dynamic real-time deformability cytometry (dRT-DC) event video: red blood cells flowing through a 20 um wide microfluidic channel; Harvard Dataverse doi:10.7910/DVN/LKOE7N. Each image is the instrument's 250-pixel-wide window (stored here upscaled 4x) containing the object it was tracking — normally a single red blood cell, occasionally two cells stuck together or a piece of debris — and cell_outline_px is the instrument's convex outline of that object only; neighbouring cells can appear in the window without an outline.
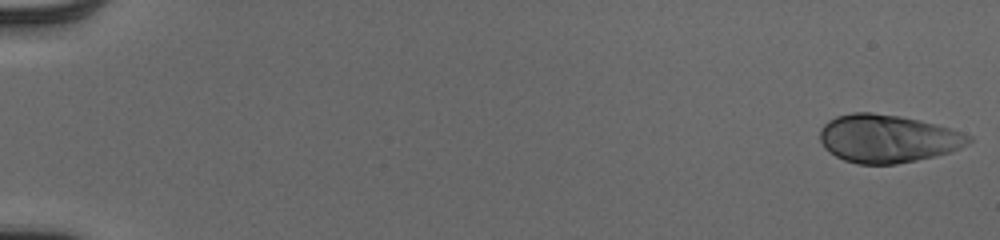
{"species": "human", "species_latin": "Homo sapiens", "temperature_condition": "cold", "stored_images_in_passage": 53, "camera_frame_rate_fps": 3000, "um_per_image_px": 0.085, "donor": {"sex": "male"}, "frame": {"image": 1, "passage_image": 1, "time_ms": 0.0, "image_size_px": [1000, 240], "cell_outline_px": [[972, 140], [968, 144], [952, 152], [936, 156], [896, 164], [856, 164], [844, 160], [836, 156], [824, 148], [820, 140], [820, 128], [828, 120], [836, 116], [852, 112], [872, 112], [900, 116], [920, 120], [948, 128], [972, 136]], "centroid_in_image_um": [75.43, 11.78], "position_along_channel_um": 9.6, "area_um2": 41.73}}
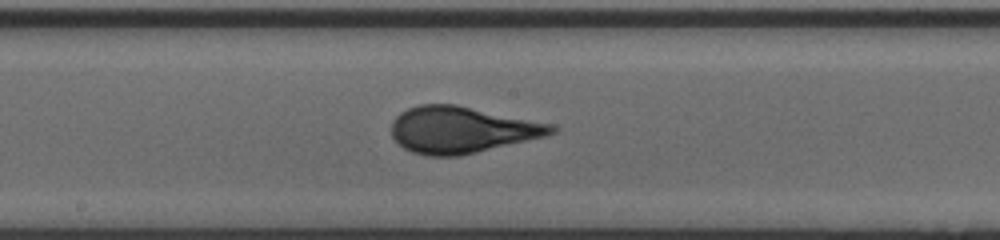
{"frame": {"image": 2, "passage_image": 30, "time_ms": 9.667, "image_size_px": [1000, 240], "cell_outline_px": [[560, 128], [556, 132], [548, 136], [460, 156], [428, 156], [412, 152], [404, 148], [392, 136], [392, 120], [400, 112], [408, 108], [420, 104], [456, 104], [556, 124]], "centroid_in_image_um": [39.31, 11.03], "position_along_channel_um": 208.9, "area_um2": 43.87}}
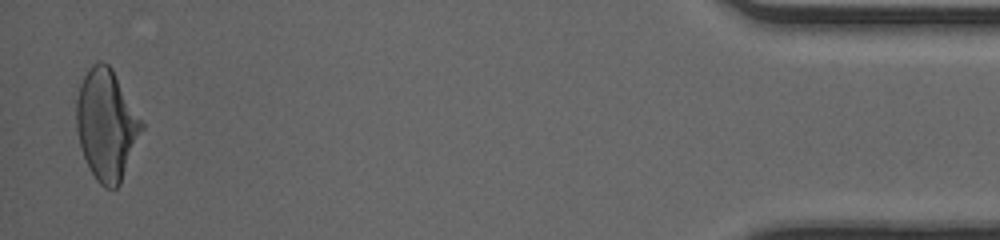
{"frame": {"image": 3, "passage_image": 52, "time_ms": 17.0, "image_size_px": [1000, 240], "cell_outline_px": [[144, 128], [120, 184], [116, 188], [104, 188], [96, 180], [84, 156], [80, 144], [76, 128], [76, 100], [80, 84], [88, 68], [92, 64], [100, 60], [108, 64], [112, 68], [144, 124]], "centroid_in_image_um": [9.05, 10.59], "position_along_channel_um": 426.1, "area_um2": 41.96}, "authors_computed_cell_mechanics": {"area_um2": 41.6738, "velocity_mm_per_s": 3.9906, "shape_relaxation_time_tau1_ms": 5.3887, "shape_relaxation_time_tau2_ms": null, "deformation_change_tau1": 0.1984, "deformation_change_tau2": null}}